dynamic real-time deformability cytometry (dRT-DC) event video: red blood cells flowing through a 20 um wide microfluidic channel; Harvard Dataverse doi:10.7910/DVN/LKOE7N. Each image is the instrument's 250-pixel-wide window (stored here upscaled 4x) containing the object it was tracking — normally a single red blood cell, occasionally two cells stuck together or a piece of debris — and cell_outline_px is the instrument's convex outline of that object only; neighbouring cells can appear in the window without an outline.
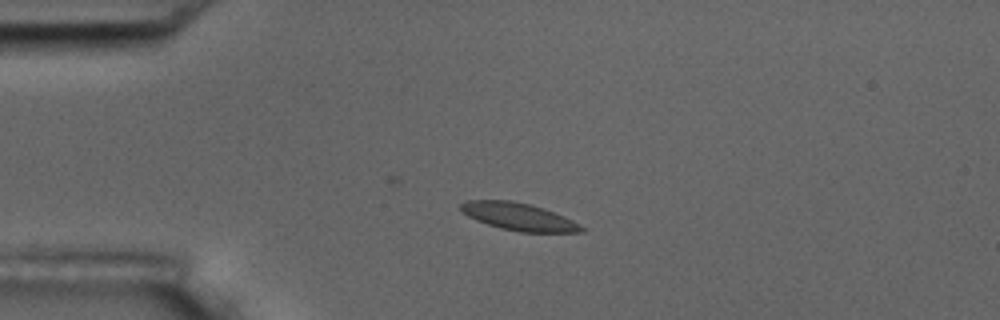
{"species": "common noctule bat (a hibernating species)", "species_latin": "Nyctalus noctula", "temperature_condition": "room temperature", "stored_images_in_passage": 8, "camera_frame_rate_fps": 3000, "um_per_image_px": 0.085, "animal": {"sex": "male", "body_mass_g": 17.5, "forearm_length_mm": 52.3}, "frame": {"image": 1, "passage_image": 6, "time_ms": 5.667, "image_size_px": [1000, 320], "cell_outline_px": [[584, 232], [520, 232], [500, 228], [476, 220], [468, 216], [460, 208], [460, 204], [468, 200], [512, 200], [532, 204], [544, 208], [564, 216], [572, 220], [584, 228]], "centroid_in_image_um": [44.09, 18.41], "position_along_channel_um": 40.9, "area_um2": 19.25}}